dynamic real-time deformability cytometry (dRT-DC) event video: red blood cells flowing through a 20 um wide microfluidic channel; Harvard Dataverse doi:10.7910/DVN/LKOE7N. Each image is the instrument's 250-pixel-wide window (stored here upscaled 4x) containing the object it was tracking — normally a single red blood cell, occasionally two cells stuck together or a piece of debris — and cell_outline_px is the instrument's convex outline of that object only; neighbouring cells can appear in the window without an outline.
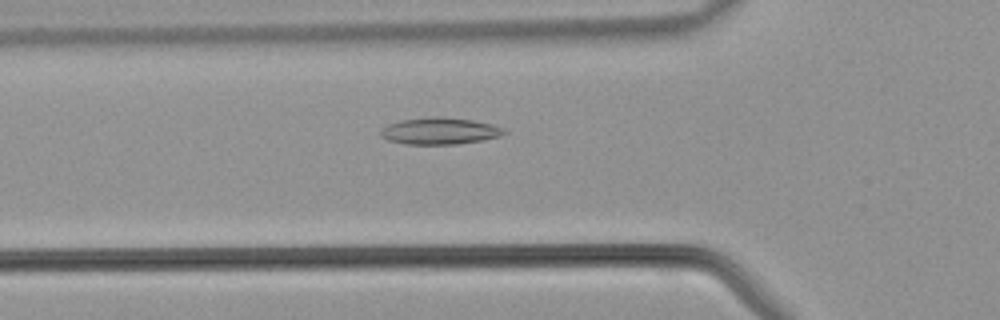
{"species": "common noctule bat (a hibernating species)", "species_latin": "Nyctalus noctula", "temperature_condition": "warm", "stored_images_in_passage": 42, "camera_frame_rate_fps": 3000, "um_per_image_px": 0.085, "animal": {"sex": "male", "body_mass_g": 21.5, "forearm_length_mm": 52.0}, "frame": {"image": 1, "passage_image": 14, "time_ms": 4.333, "image_size_px": [1000, 320], "cell_outline_px": [[508, 132], [500, 136], [484, 140], [456, 144], [404, 144], [388, 140], [380, 136], [380, 128], [388, 124], [400, 120], [432, 116], [444, 116], [472, 120], [492, 124], [504, 128]], "centroid_in_image_um": [37.37, 11.13], "position_along_channel_um": 88.4, "area_um2": 19.54}}
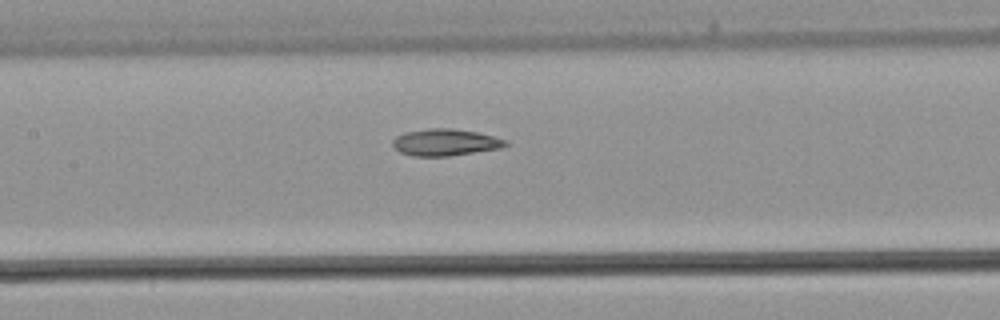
{"frame": {"image": 2, "passage_image": 19, "time_ms": 6.0, "image_size_px": [1000, 320], "cell_outline_px": [[508, 144], [500, 148], [448, 156], [412, 156], [400, 152], [392, 144], [392, 140], [396, 136], [404, 132], [428, 128], [452, 128], [476, 132], [508, 140]], "centroid_in_image_um": [37.82, 12.09], "position_along_channel_um": 169.6, "area_um2": 17.57}}
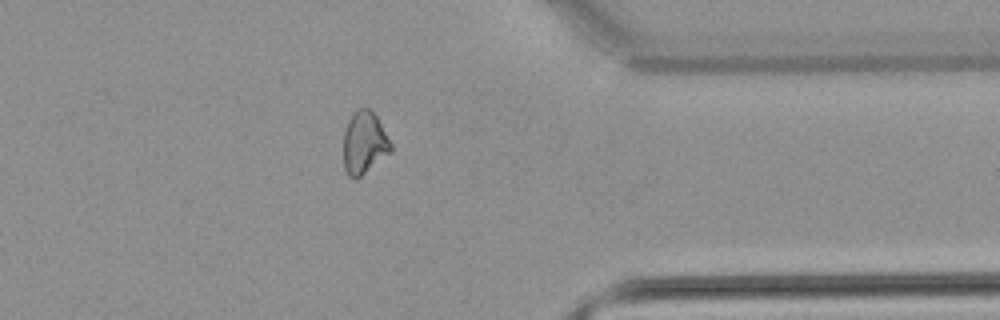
{"frame": {"image": 3, "passage_image": 33, "time_ms": 10.667, "image_size_px": [1000, 320], "cell_outline_px": [[392, 152], [356, 180], [348, 176], [344, 168], [344, 132], [348, 120], [356, 108], [368, 108], [376, 116], [392, 144]], "centroid_in_image_um": [30.96, 12.16], "position_along_channel_um": 380.4, "area_um2": 17.34}}